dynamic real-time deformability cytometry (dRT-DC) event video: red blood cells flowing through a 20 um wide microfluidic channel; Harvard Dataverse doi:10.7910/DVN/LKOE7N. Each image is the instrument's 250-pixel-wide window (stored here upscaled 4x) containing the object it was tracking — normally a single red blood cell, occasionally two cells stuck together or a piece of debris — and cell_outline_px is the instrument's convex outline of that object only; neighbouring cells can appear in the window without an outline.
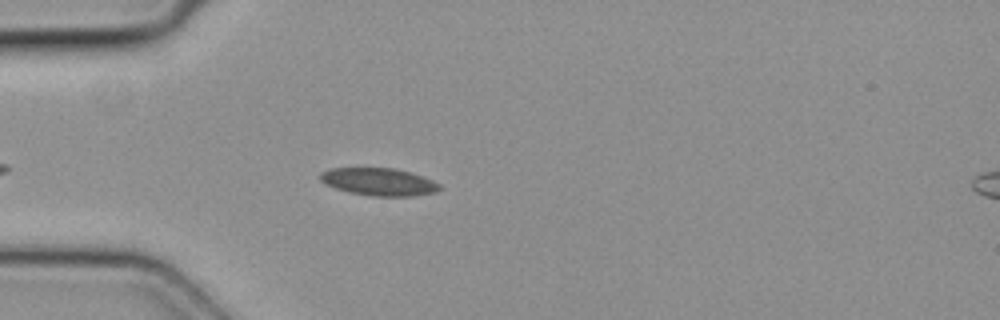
{"species": "common noctule bat (a hibernating species)", "species_latin": "Nyctalus noctula", "temperature_condition": "cold", "stored_images_in_passage": 38, "camera_frame_rate_fps": 3000, "um_per_image_px": 0.085, "animal": {"sex": "female", "body_mass_g": 19.3, "forearm_length_mm": 54.1}, "frame": {"image": 1, "passage_image": 6, "time_ms": 1.667, "image_size_px": [1000, 320], "cell_outline_px": [[440, 188], [436, 192], [412, 196], [372, 196], [348, 192], [336, 188], [320, 180], [320, 172], [328, 168], [396, 168], [412, 172], [432, 180], [440, 184]], "centroid_in_image_um": [32.21, 15.44], "position_along_channel_um": 52.8, "area_um2": 19.19}}
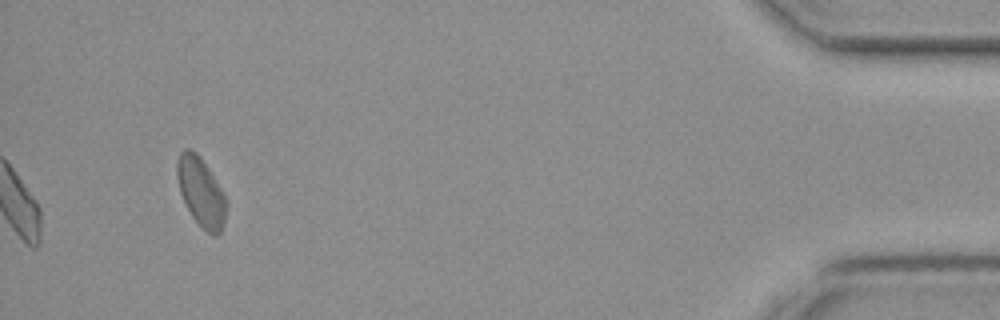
{"frame": {"image": 2, "passage_image": 38, "time_ms": 12.333, "image_size_px": [1000, 320], "cell_outline_px": [[224, 224], [220, 232], [216, 236], [212, 236], [192, 216], [180, 192], [176, 176], [176, 160], [180, 152], [184, 148], [188, 148], [196, 152], [200, 156], [208, 168], [220, 188], [224, 196]], "centroid_in_image_um": [17.03, 16.26], "position_along_channel_um": 418.2, "area_um2": 19.25}}